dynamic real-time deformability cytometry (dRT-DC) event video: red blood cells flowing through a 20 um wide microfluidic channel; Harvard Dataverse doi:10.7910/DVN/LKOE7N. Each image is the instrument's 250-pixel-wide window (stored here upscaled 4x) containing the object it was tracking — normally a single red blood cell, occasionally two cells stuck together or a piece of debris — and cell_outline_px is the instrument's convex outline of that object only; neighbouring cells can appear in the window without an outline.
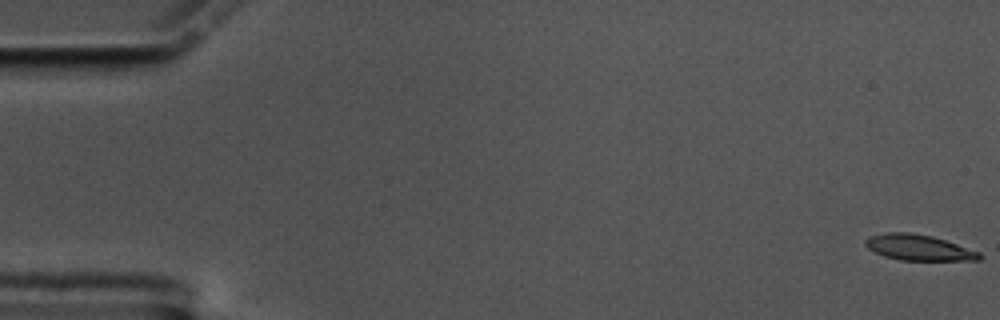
{"species": "common noctule bat (a hibernating species)", "species_latin": "Nyctalus noctula", "temperature_condition": "cold", "stored_images_in_passage": 52, "camera_frame_rate_fps": 3000, "um_per_image_px": 0.085, "animal": {"sex": "male", "body_mass_g": 17.5, "forearm_length_mm": 52.3}, "frame": {"image": 1, "passage_image": 1, "time_ms": 0.0, "image_size_px": [1000, 320], "cell_outline_px": [[984, 256], [980, 260], [900, 260], [884, 256], [868, 248], [864, 244], [864, 240], [868, 236], [888, 232], [908, 232], [932, 236], [980, 252]], "centroid_in_image_um": [78.07, 21.04], "position_along_channel_um": 6.9, "area_um2": 17.05}}
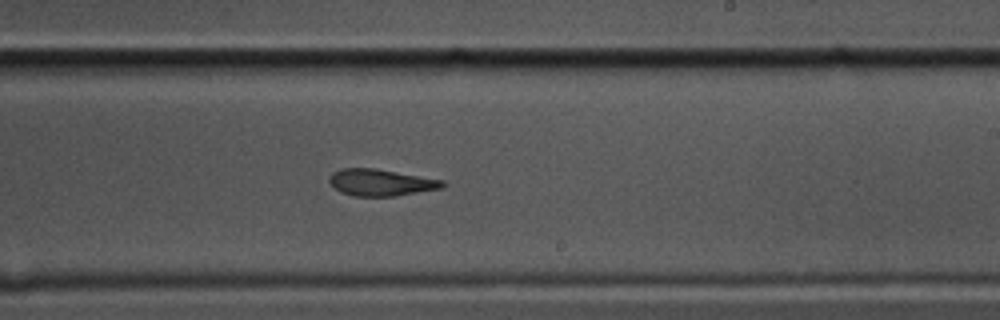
{"frame": {"image": 2, "passage_image": 35, "time_ms": 11.333, "image_size_px": [1000, 320], "cell_outline_px": [[448, 184], [444, 188], [396, 196], [352, 196], [340, 192], [328, 180], [328, 176], [332, 172], [340, 168], [376, 168], [444, 180]], "centroid_in_image_um": [32.4, 15.51], "position_along_channel_um": 256.6, "area_um2": 17.92}}
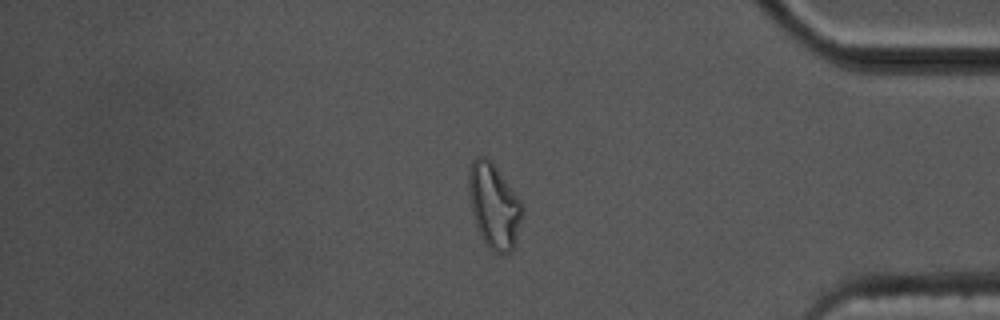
{"frame": {"image": 3, "passage_image": 49, "time_ms": 16.0, "image_size_px": [1000, 320], "cell_outline_px": [[524, 212], [512, 252], [500, 256], [492, 252], [484, 244], [476, 224], [472, 212], [468, 196], [468, 168], [472, 160], [476, 156], [484, 156], [496, 168], [520, 200], [524, 208]], "centroid_in_image_um": [41.97, 17.55], "position_along_channel_um": 393.2, "area_um2": 26.7}, "authors_computed_cell_mechanics": {"area_um2": 18.2648, "velocity_mm_per_s": 3.4904, "shape_relaxation_time_tau1_ms": 10.2758, "shape_relaxation_time_tau2_ms": 3.6015, "deformation_change_tau1": 0.2795, "deformation_change_tau2": 0.1157}}